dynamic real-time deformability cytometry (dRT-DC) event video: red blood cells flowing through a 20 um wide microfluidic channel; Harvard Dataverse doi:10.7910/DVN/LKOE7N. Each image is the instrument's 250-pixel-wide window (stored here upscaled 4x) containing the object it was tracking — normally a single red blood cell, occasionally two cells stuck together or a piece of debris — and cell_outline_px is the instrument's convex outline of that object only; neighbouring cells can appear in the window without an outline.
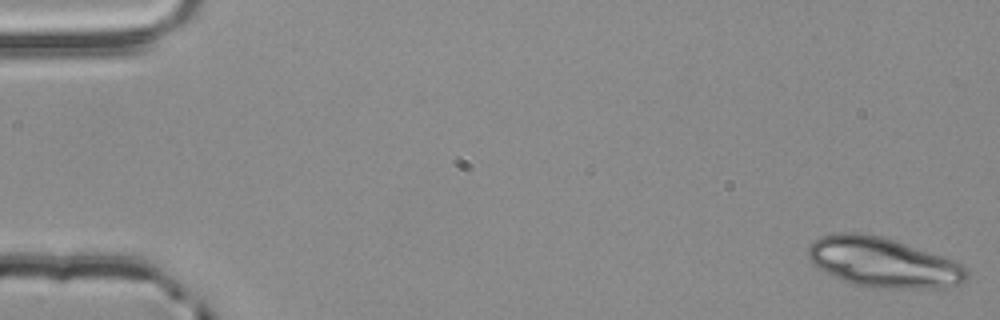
{"species": "common noctule bat (a hibernating species)", "species_latin": "Nyctalus noctula", "temperature_condition": "room temperature", "stored_images_in_passage": 16, "camera_frame_rate_fps": 3000, "um_per_image_px": 0.085, "animal": {"sex": "male", "body_mass_g": 20.4}, "frame": {"image": 1, "passage_image": 1, "time_ms": 0.0, "image_size_px": [1000, 320], "cell_outline_px": [[968, 280], [960, 284], [944, 288], [892, 288], [852, 284], [840, 280], [832, 276], [812, 264], [808, 256], [808, 248], [820, 236], [836, 232], [856, 232], [884, 236], [964, 264], [968, 268]], "centroid_in_image_um": [75.09, 22.3], "position_along_channel_um": 9.9, "area_um2": 46.18}}